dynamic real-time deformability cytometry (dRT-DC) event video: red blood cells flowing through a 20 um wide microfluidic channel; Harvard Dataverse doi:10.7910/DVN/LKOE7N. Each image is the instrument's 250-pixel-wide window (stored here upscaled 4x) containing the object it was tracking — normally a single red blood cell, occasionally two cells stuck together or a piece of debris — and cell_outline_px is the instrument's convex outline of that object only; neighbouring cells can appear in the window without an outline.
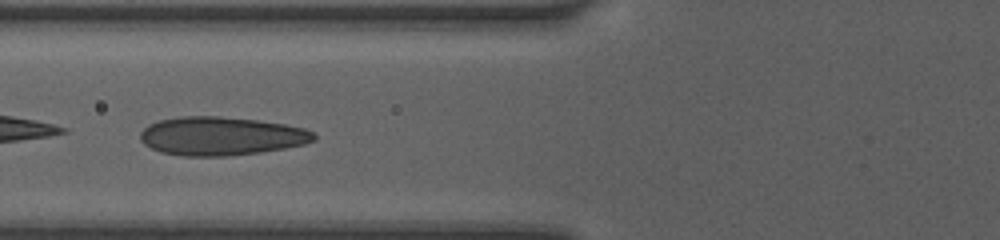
{"species": "human", "species_latin": "Homo sapiens", "temperature_condition": "room temperature", "stored_images_in_passage": 20, "camera_frame_rate_fps": 3000, "um_per_image_px": 0.085, "donor": {"sex": "female"}, "frame": {"image": 1, "passage_image": 18, "time_ms": 5.0, "image_size_px": [1000, 240], "cell_outline_px": [[316, 140], [304, 144], [284, 148], [260, 152], [228, 156], [184, 156], [160, 152], [144, 144], [140, 140], [140, 132], [148, 124], [160, 120], [180, 116], [216, 116], [256, 120], [284, 124], [304, 128], [312, 132], [316, 136]], "centroid_in_image_um": [18.77, 11.57], "position_along_channel_um": 107.0, "area_um2": 38.96}}